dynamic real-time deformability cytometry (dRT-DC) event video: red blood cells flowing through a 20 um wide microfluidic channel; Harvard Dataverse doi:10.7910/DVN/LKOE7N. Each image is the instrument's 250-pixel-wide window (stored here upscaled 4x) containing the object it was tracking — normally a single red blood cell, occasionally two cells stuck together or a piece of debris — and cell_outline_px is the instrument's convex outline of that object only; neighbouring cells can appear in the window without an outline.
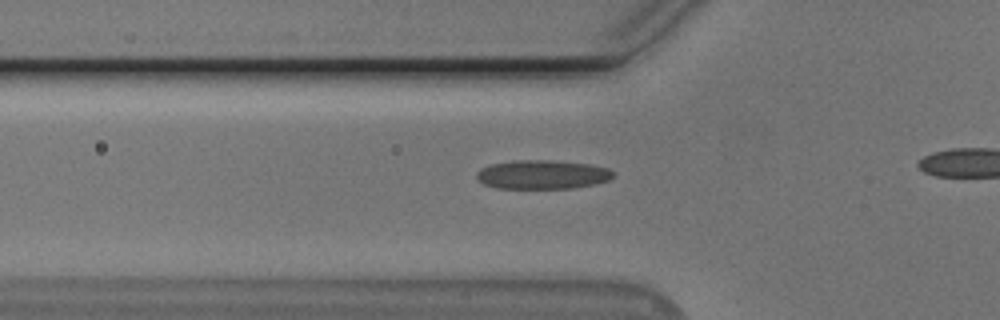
{"species": "Egyptian fruit bat (a non-hibernating species)", "species_latin": "Rousettus aegyptiacus", "temperature_condition": "cold", "stored_images_in_passage": 12, "camera_frame_rate_fps": 3000, "um_per_image_px": 0.085, "animal": {"sex": "male"}, "frame": {"image": 1, "passage_image": 3, "time_ms": 0.667, "image_size_px": [1000, 320], "cell_outline_px": [[612, 176], [608, 180], [592, 184], [572, 188], [500, 188], [484, 184], [476, 176], [476, 172], [480, 168], [488, 164], [512, 160], [552, 160], [592, 164], [608, 168], [612, 172]], "centroid_in_image_um": [46.06, 14.82], "position_along_channel_um": 79.7, "area_um2": 23.0}}
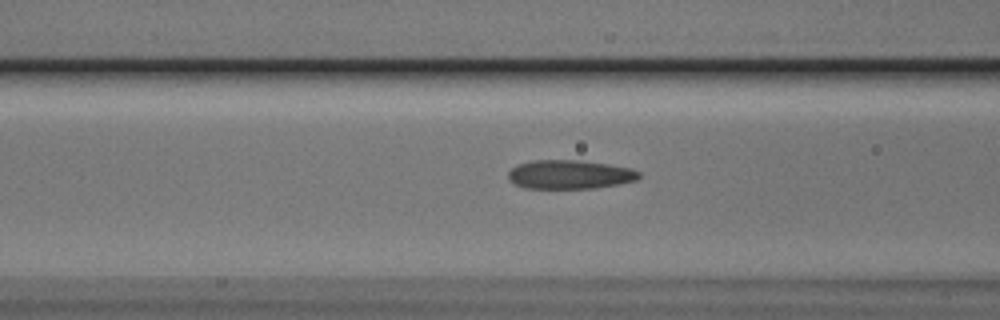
{"frame": {"image": 2, "passage_image": 6, "time_ms": 1.667, "image_size_px": [1000, 320], "cell_outline_px": [[640, 176], [636, 180], [596, 188], [524, 188], [508, 180], [508, 172], [516, 164], [532, 160], [580, 160], [608, 164], [632, 168], [640, 172]], "centroid_in_image_um": [48.4, 14.82], "position_along_channel_um": 118.2, "area_um2": 22.08}}
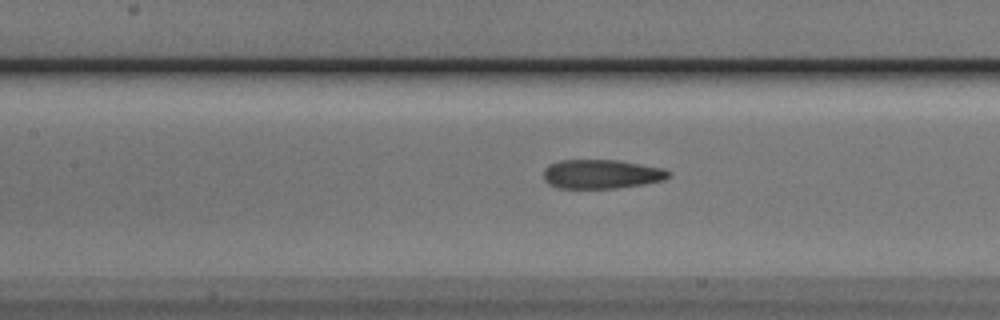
{"frame": {"image": 3, "passage_image": 9, "time_ms": 2.667, "image_size_px": [1000, 320], "cell_outline_px": [[672, 176], [664, 180], [644, 184], [616, 188], [556, 188], [548, 184], [544, 180], [544, 168], [548, 164], [560, 160], [616, 160], [664, 168], [672, 172]], "centroid_in_image_um": [51.13, 14.8], "position_along_channel_um": 156.3, "area_um2": 21.44}}